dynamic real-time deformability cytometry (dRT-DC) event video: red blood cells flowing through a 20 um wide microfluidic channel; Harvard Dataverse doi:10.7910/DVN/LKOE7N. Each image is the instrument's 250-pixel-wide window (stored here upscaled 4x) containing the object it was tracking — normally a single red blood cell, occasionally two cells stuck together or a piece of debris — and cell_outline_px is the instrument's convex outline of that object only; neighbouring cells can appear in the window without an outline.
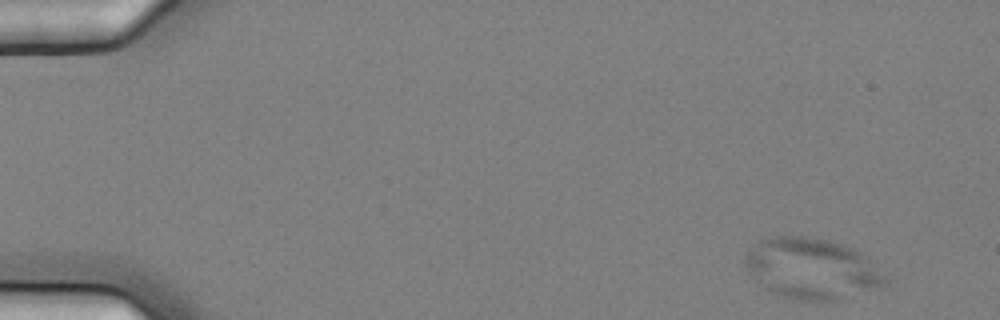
{"species": "common noctule bat (a hibernating species)", "species_latin": "Nyctalus noctula", "temperature_condition": "cold", "stored_images_in_passage": 6, "camera_frame_rate_fps": 3000, "um_per_image_px": 0.085, "animal": {"sex": "female", "body_mass_g": 25.1}, "frame": {"image": 1, "passage_image": 1, "time_ms": 0.0, "image_size_px": [1000, 320], "cell_outline_px": [[888, 284], [840, 300], [800, 300], [784, 296], [772, 292], [764, 288], [752, 276], [744, 264], [744, 256], [764, 236], [808, 236], [828, 240], [844, 244], [868, 256], [888, 280]], "centroid_in_image_um": [69.01, 22.81], "position_along_channel_um": 16.0, "area_um2": 49.71}}